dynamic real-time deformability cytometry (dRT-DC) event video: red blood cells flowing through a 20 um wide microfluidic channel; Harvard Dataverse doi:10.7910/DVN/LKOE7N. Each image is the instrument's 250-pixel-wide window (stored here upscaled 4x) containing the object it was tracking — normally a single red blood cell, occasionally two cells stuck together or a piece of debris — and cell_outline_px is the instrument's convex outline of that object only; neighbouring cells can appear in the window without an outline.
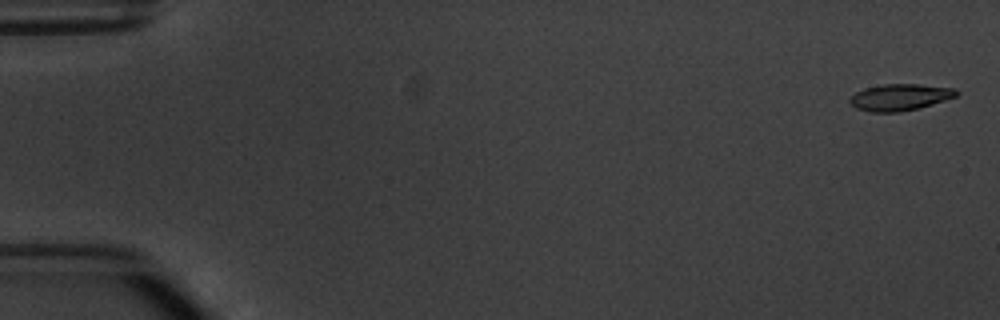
{"species": "common noctule bat (a hibernating species)", "species_latin": "Nyctalus noctula", "temperature_condition": "warm", "stored_images_in_passage": 6, "camera_frame_rate_fps": 3000, "um_per_image_px": 0.085, "animal": {"sex": "male", "body_mass_g": 20.1, "forearm_length_mm": 53.5}, "frame": {"image": 1, "passage_image": 1, "time_ms": 0.0, "image_size_px": [1000, 320], "cell_outline_px": [[960, 92], [956, 96], [920, 108], [900, 112], [872, 112], [856, 108], [848, 100], [856, 92], [864, 88], [884, 84], [920, 84], [956, 88]], "centroid_in_image_um": [76.52, 8.26], "position_along_channel_um": 8.5, "area_um2": 16.53}}
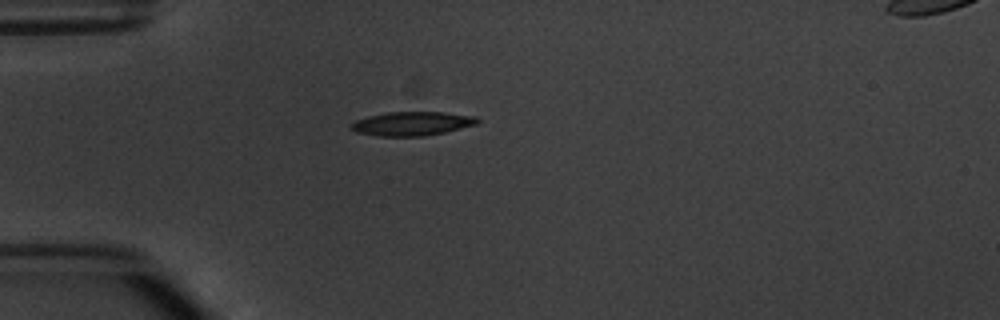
{"frame": {"image": 2, "passage_image": 5, "time_ms": 4.667, "image_size_px": [1000, 320], "cell_outline_px": [[480, 120], [476, 124], [444, 132], [424, 136], [376, 136], [356, 132], [348, 128], [348, 124], [356, 120], [368, 116], [388, 112], [444, 112], [476, 116]], "centroid_in_image_um": [34.97, 10.51], "position_along_channel_um": 50.0, "area_um2": 17.69}}